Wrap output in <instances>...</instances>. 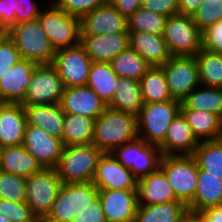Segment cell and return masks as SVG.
Masks as SVG:
<instances>
[{"mask_svg":"<svg viewBox=\"0 0 222 222\" xmlns=\"http://www.w3.org/2000/svg\"><path fill=\"white\" fill-rule=\"evenodd\" d=\"M138 138L137 117L108 106L96 118L92 143L103 153Z\"/></svg>","mask_w":222,"mask_h":222,"instance_id":"cell-1","label":"cell"},{"mask_svg":"<svg viewBox=\"0 0 222 222\" xmlns=\"http://www.w3.org/2000/svg\"><path fill=\"white\" fill-rule=\"evenodd\" d=\"M102 155L93 143L64 146L55 169L63 184L92 182Z\"/></svg>","mask_w":222,"mask_h":222,"instance_id":"cell-2","label":"cell"},{"mask_svg":"<svg viewBox=\"0 0 222 222\" xmlns=\"http://www.w3.org/2000/svg\"><path fill=\"white\" fill-rule=\"evenodd\" d=\"M7 35L14 42L22 59L38 65L52 63L56 51L38 18L15 25Z\"/></svg>","mask_w":222,"mask_h":222,"instance_id":"cell-3","label":"cell"},{"mask_svg":"<svg viewBox=\"0 0 222 222\" xmlns=\"http://www.w3.org/2000/svg\"><path fill=\"white\" fill-rule=\"evenodd\" d=\"M181 102L175 99L164 102L144 103L137 116L138 138L159 146L167 129L180 112Z\"/></svg>","mask_w":222,"mask_h":222,"instance_id":"cell-4","label":"cell"},{"mask_svg":"<svg viewBox=\"0 0 222 222\" xmlns=\"http://www.w3.org/2000/svg\"><path fill=\"white\" fill-rule=\"evenodd\" d=\"M159 168L176 198L188 207L193 202L198 179V164L193 155H162Z\"/></svg>","mask_w":222,"mask_h":222,"instance_id":"cell-5","label":"cell"},{"mask_svg":"<svg viewBox=\"0 0 222 222\" xmlns=\"http://www.w3.org/2000/svg\"><path fill=\"white\" fill-rule=\"evenodd\" d=\"M99 189L92 183L62 184L49 214L52 222H71L98 197Z\"/></svg>","mask_w":222,"mask_h":222,"instance_id":"cell-6","label":"cell"},{"mask_svg":"<svg viewBox=\"0 0 222 222\" xmlns=\"http://www.w3.org/2000/svg\"><path fill=\"white\" fill-rule=\"evenodd\" d=\"M40 12L38 19L55 51L80 44V21L60 9L53 1Z\"/></svg>","mask_w":222,"mask_h":222,"instance_id":"cell-7","label":"cell"},{"mask_svg":"<svg viewBox=\"0 0 222 222\" xmlns=\"http://www.w3.org/2000/svg\"><path fill=\"white\" fill-rule=\"evenodd\" d=\"M162 36L173 56H195L202 49V31L191 15L167 17Z\"/></svg>","mask_w":222,"mask_h":222,"instance_id":"cell-8","label":"cell"},{"mask_svg":"<svg viewBox=\"0 0 222 222\" xmlns=\"http://www.w3.org/2000/svg\"><path fill=\"white\" fill-rule=\"evenodd\" d=\"M62 184L55 168H44L26 178V203L38 219L49 214Z\"/></svg>","mask_w":222,"mask_h":222,"instance_id":"cell-9","label":"cell"},{"mask_svg":"<svg viewBox=\"0 0 222 222\" xmlns=\"http://www.w3.org/2000/svg\"><path fill=\"white\" fill-rule=\"evenodd\" d=\"M111 155L138 179L156 171L162 156L157 145L148 144L139 138L115 148Z\"/></svg>","mask_w":222,"mask_h":222,"instance_id":"cell-10","label":"cell"},{"mask_svg":"<svg viewBox=\"0 0 222 222\" xmlns=\"http://www.w3.org/2000/svg\"><path fill=\"white\" fill-rule=\"evenodd\" d=\"M91 64V59L80 44L57 50L51 63L64 88L86 86Z\"/></svg>","mask_w":222,"mask_h":222,"instance_id":"cell-11","label":"cell"},{"mask_svg":"<svg viewBox=\"0 0 222 222\" xmlns=\"http://www.w3.org/2000/svg\"><path fill=\"white\" fill-rule=\"evenodd\" d=\"M173 99L182 101L200 85L195 56H172L161 66Z\"/></svg>","mask_w":222,"mask_h":222,"instance_id":"cell-12","label":"cell"},{"mask_svg":"<svg viewBox=\"0 0 222 222\" xmlns=\"http://www.w3.org/2000/svg\"><path fill=\"white\" fill-rule=\"evenodd\" d=\"M62 80L51 64L35 67L22 105L59 104L63 94Z\"/></svg>","mask_w":222,"mask_h":222,"instance_id":"cell-13","label":"cell"},{"mask_svg":"<svg viewBox=\"0 0 222 222\" xmlns=\"http://www.w3.org/2000/svg\"><path fill=\"white\" fill-rule=\"evenodd\" d=\"M92 183L99 190H137L138 178L111 153H103Z\"/></svg>","mask_w":222,"mask_h":222,"instance_id":"cell-14","label":"cell"},{"mask_svg":"<svg viewBox=\"0 0 222 222\" xmlns=\"http://www.w3.org/2000/svg\"><path fill=\"white\" fill-rule=\"evenodd\" d=\"M22 145L44 168H56L64 148L60 138L32 125L26 126Z\"/></svg>","mask_w":222,"mask_h":222,"instance_id":"cell-15","label":"cell"},{"mask_svg":"<svg viewBox=\"0 0 222 222\" xmlns=\"http://www.w3.org/2000/svg\"><path fill=\"white\" fill-rule=\"evenodd\" d=\"M80 35L128 32L127 18L110 3L101 5L80 19Z\"/></svg>","mask_w":222,"mask_h":222,"instance_id":"cell-16","label":"cell"},{"mask_svg":"<svg viewBox=\"0 0 222 222\" xmlns=\"http://www.w3.org/2000/svg\"><path fill=\"white\" fill-rule=\"evenodd\" d=\"M38 64L21 59L0 76V102L22 103Z\"/></svg>","mask_w":222,"mask_h":222,"instance_id":"cell-17","label":"cell"},{"mask_svg":"<svg viewBox=\"0 0 222 222\" xmlns=\"http://www.w3.org/2000/svg\"><path fill=\"white\" fill-rule=\"evenodd\" d=\"M98 197L106 222H134L137 190H99Z\"/></svg>","mask_w":222,"mask_h":222,"instance_id":"cell-18","label":"cell"},{"mask_svg":"<svg viewBox=\"0 0 222 222\" xmlns=\"http://www.w3.org/2000/svg\"><path fill=\"white\" fill-rule=\"evenodd\" d=\"M64 113L96 119L107 107L98 94L88 86L64 88L60 100Z\"/></svg>","mask_w":222,"mask_h":222,"instance_id":"cell-19","label":"cell"},{"mask_svg":"<svg viewBox=\"0 0 222 222\" xmlns=\"http://www.w3.org/2000/svg\"><path fill=\"white\" fill-rule=\"evenodd\" d=\"M80 45L92 62H110L119 53L129 48L128 32L80 35Z\"/></svg>","mask_w":222,"mask_h":222,"instance_id":"cell-20","label":"cell"},{"mask_svg":"<svg viewBox=\"0 0 222 222\" xmlns=\"http://www.w3.org/2000/svg\"><path fill=\"white\" fill-rule=\"evenodd\" d=\"M200 144L181 112L170 123L164 141L158 146L162 155H192Z\"/></svg>","mask_w":222,"mask_h":222,"instance_id":"cell-21","label":"cell"},{"mask_svg":"<svg viewBox=\"0 0 222 222\" xmlns=\"http://www.w3.org/2000/svg\"><path fill=\"white\" fill-rule=\"evenodd\" d=\"M27 126L21 103L0 102V146H17L23 143Z\"/></svg>","mask_w":222,"mask_h":222,"instance_id":"cell-22","label":"cell"},{"mask_svg":"<svg viewBox=\"0 0 222 222\" xmlns=\"http://www.w3.org/2000/svg\"><path fill=\"white\" fill-rule=\"evenodd\" d=\"M137 197L139 205L181 202L160 168L138 179Z\"/></svg>","mask_w":222,"mask_h":222,"instance_id":"cell-23","label":"cell"},{"mask_svg":"<svg viewBox=\"0 0 222 222\" xmlns=\"http://www.w3.org/2000/svg\"><path fill=\"white\" fill-rule=\"evenodd\" d=\"M129 48L137 52L151 67L162 66L173 55L162 35L128 32Z\"/></svg>","mask_w":222,"mask_h":222,"instance_id":"cell-24","label":"cell"},{"mask_svg":"<svg viewBox=\"0 0 222 222\" xmlns=\"http://www.w3.org/2000/svg\"><path fill=\"white\" fill-rule=\"evenodd\" d=\"M27 125L38 126L62 140L65 113L60 104L23 105Z\"/></svg>","mask_w":222,"mask_h":222,"instance_id":"cell-25","label":"cell"},{"mask_svg":"<svg viewBox=\"0 0 222 222\" xmlns=\"http://www.w3.org/2000/svg\"><path fill=\"white\" fill-rule=\"evenodd\" d=\"M43 169L40 162L22 144L1 149V171L28 178Z\"/></svg>","mask_w":222,"mask_h":222,"instance_id":"cell-26","label":"cell"},{"mask_svg":"<svg viewBox=\"0 0 222 222\" xmlns=\"http://www.w3.org/2000/svg\"><path fill=\"white\" fill-rule=\"evenodd\" d=\"M41 8L35 0H0V33L15 25L37 19Z\"/></svg>","mask_w":222,"mask_h":222,"instance_id":"cell-27","label":"cell"},{"mask_svg":"<svg viewBox=\"0 0 222 222\" xmlns=\"http://www.w3.org/2000/svg\"><path fill=\"white\" fill-rule=\"evenodd\" d=\"M115 88V95L107 106L137 117L144 106L140 81L119 76Z\"/></svg>","mask_w":222,"mask_h":222,"instance_id":"cell-28","label":"cell"},{"mask_svg":"<svg viewBox=\"0 0 222 222\" xmlns=\"http://www.w3.org/2000/svg\"><path fill=\"white\" fill-rule=\"evenodd\" d=\"M222 205V180L198 168V179L193 202L189 210L200 212L205 208Z\"/></svg>","mask_w":222,"mask_h":222,"instance_id":"cell-29","label":"cell"},{"mask_svg":"<svg viewBox=\"0 0 222 222\" xmlns=\"http://www.w3.org/2000/svg\"><path fill=\"white\" fill-rule=\"evenodd\" d=\"M188 125L199 141L222 138V119L204 110L180 109Z\"/></svg>","mask_w":222,"mask_h":222,"instance_id":"cell-30","label":"cell"},{"mask_svg":"<svg viewBox=\"0 0 222 222\" xmlns=\"http://www.w3.org/2000/svg\"><path fill=\"white\" fill-rule=\"evenodd\" d=\"M118 77L109 62H92L86 86L108 105L115 95Z\"/></svg>","mask_w":222,"mask_h":222,"instance_id":"cell-31","label":"cell"},{"mask_svg":"<svg viewBox=\"0 0 222 222\" xmlns=\"http://www.w3.org/2000/svg\"><path fill=\"white\" fill-rule=\"evenodd\" d=\"M96 119L65 113L62 142L64 146L92 144Z\"/></svg>","mask_w":222,"mask_h":222,"instance_id":"cell-32","label":"cell"},{"mask_svg":"<svg viewBox=\"0 0 222 222\" xmlns=\"http://www.w3.org/2000/svg\"><path fill=\"white\" fill-rule=\"evenodd\" d=\"M180 109L204 110L222 119V88L199 85L181 101Z\"/></svg>","mask_w":222,"mask_h":222,"instance_id":"cell-33","label":"cell"},{"mask_svg":"<svg viewBox=\"0 0 222 222\" xmlns=\"http://www.w3.org/2000/svg\"><path fill=\"white\" fill-rule=\"evenodd\" d=\"M139 81L144 103L164 102L173 99L161 66H152Z\"/></svg>","mask_w":222,"mask_h":222,"instance_id":"cell-34","label":"cell"},{"mask_svg":"<svg viewBox=\"0 0 222 222\" xmlns=\"http://www.w3.org/2000/svg\"><path fill=\"white\" fill-rule=\"evenodd\" d=\"M187 209L183 202L138 205L134 222H178Z\"/></svg>","mask_w":222,"mask_h":222,"instance_id":"cell-35","label":"cell"},{"mask_svg":"<svg viewBox=\"0 0 222 222\" xmlns=\"http://www.w3.org/2000/svg\"><path fill=\"white\" fill-rule=\"evenodd\" d=\"M195 58L200 85L222 88V55L202 48Z\"/></svg>","mask_w":222,"mask_h":222,"instance_id":"cell-36","label":"cell"},{"mask_svg":"<svg viewBox=\"0 0 222 222\" xmlns=\"http://www.w3.org/2000/svg\"><path fill=\"white\" fill-rule=\"evenodd\" d=\"M198 168L206 174H214L222 180V138L218 140L200 141L192 154Z\"/></svg>","mask_w":222,"mask_h":222,"instance_id":"cell-37","label":"cell"},{"mask_svg":"<svg viewBox=\"0 0 222 222\" xmlns=\"http://www.w3.org/2000/svg\"><path fill=\"white\" fill-rule=\"evenodd\" d=\"M118 76L140 80L151 66L134 50L127 48L110 62Z\"/></svg>","mask_w":222,"mask_h":222,"instance_id":"cell-38","label":"cell"},{"mask_svg":"<svg viewBox=\"0 0 222 222\" xmlns=\"http://www.w3.org/2000/svg\"><path fill=\"white\" fill-rule=\"evenodd\" d=\"M166 18L161 14L140 7L127 18V30L128 32L139 31L162 35Z\"/></svg>","mask_w":222,"mask_h":222,"instance_id":"cell-39","label":"cell"},{"mask_svg":"<svg viewBox=\"0 0 222 222\" xmlns=\"http://www.w3.org/2000/svg\"><path fill=\"white\" fill-rule=\"evenodd\" d=\"M0 199L26 202V178L0 170Z\"/></svg>","mask_w":222,"mask_h":222,"instance_id":"cell-40","label":"cell"},{"mask_svg":"<svg viewBox=\"0 0 222 222\" xmlns=\"http://www.w3.org/2000/svg\"><path fill=\"white\" fill-rule=\"evenodd\" d=\"M193 22L201 31L222 20V0H204L191 14Z\"/></svg>","mask_w":222,"mask_h":222,"instance_id":"cell-41","label":"cell"},{"mask_svg":"<svg viewBox=\"0 0 222 222\" xmlns=\"http://www.w3.org/2000/svg\"><path fill=\"white\" fill-rule=\"evenodd\" d=\"M0 213L10 222H39L38 217L26 202L0 199Z\"/></svg>","mask_w":222,"mask_h":222,"instance_id":"cell-42","label":"cell"},{"mask_svg":"<svg viewBox=\"0 0 222 222\" xmlns=\"http://www.w3.org/2000/svg\"><path fill=\"white\" fill-rule=\"evenodd\" d=\"M60 9L71 16L81 18L93 9L104 5L109 0H52Z\"/></svg>","mask_w":222,"mask_h":222,"instance_id":"cell-43","label":"cell"},{"mask_svg":"<svg viewBox=\"0 0 222 222\" xmlns=\"http://www.w3.org/2000/svg\"><path fill=\"white\" fill-rule=\"evenodd\" d=\"M21 59L12 39L7 34L0 33V76Z\"/></svg>","mask_w":222,"mask_h":222,"instance_id":"cell-44","label":"cell"},{"mask_svg":"<svg viewBox=\"0 0 222 222\" xmlns=\"http://www.w3.org/2000/svg\"><path fill=\"white\" fill-rule=\"evenodd\" d=\"M202 48L222 55V20L202 31Z\"/></svg>","mask_w":222,"mask_h":222,"instance_id":"cell-45","label":"cell"},{"mask_svg":"<svg viewBox=\"0 0 222 222\" xmlns=\"http://www.w3.org/2000/svg\"><path fill=\"white\" fill-rule=\"evenodd\" d=\"M141 7L165 17L178 14V0H141Z\"/></svg>","mask_w":222,"mask_h":222,"instance_id":"cell-46","label":"cell"},{"mask_svg":"<svg viewBox=\"0 0 222 222\" xmlns=\"http://www.w3.org/2000/svg\"><path fill=\"white\" fill-rule=\"evenodd\" d=\"M71 222H106L100 198L97 197L88 208Z\"/></svg>","mask_w":222,"mask_h":222,"instance_id":"cell-47","label":"cell"},{"mask_svg":"<svg viewBox=\"0 0 222 222\" xmlns=\"http://www.w3.org/2000/svg\"><path fill=\"white\" fill-rule=\"evenodd\" d=\"M109 2L126 18L141 7V0H109Z\"/></svg>","mask_w":222,"mask_h":222,"instance_id":"cell-48","label":"cell"},{"mask_svg":"<svg viewBox=\"0 0 222 222\" xmlns=\"http://www.w3.org/2000/svg\"><path fill=\"white\" fill-rule=\"evenodd\" d=\"M199 213L202 222H222V205L205 208Z\"/></svg>","mask_w":222,"mask_h":222,"instance_id":"cell-49","label":"cell"},{"mask_svg":"<svg viewBox=\"0 0 222 222\" xmlns=\"http://www.w3.org/2000/svg\"><path fill=\"white\" fill-rule=\"evenodd\" d=\"M204 0H178V14L191 15Z\"/></svg>","mask_w":222,"mask_h":222,"instance_id":"cell-50","label":"cell"},{"mask_svg":"<svg viewBox=\"0 0 222 222\" xmlns=\"http://www.w3.org/2000/svg\"><path fill=\"white\" fill-rule=\"evenodd\" d=\"M178 222H202L199 212L187 209Z\"/></svg>","mask_w":222,"mask_h":222,"instance_id":"cell-51","label":"cell"},{"mask_svg":"<svg viewBox=\"0 0 222 222\" xmlns=\"http://www.w3.org/2000/svg\"><path fill=\"white\" fill-rule=\"evenodd\" d=\"M0 222H10V220L0 213Z\"/></svg>","mask_w":222,"mask_h":222,"instance_id":"cell-52","label":"cell"},{"mask_svg":"<svg viewBox=\"0 0 222 222\" xmlns=\"http://www.w3.org/2000/svg\"><path fill=\"white\" fill-rule=\"evenodd\" d=\"M39 222H52L49 219L43 217V218H39Z\"/></svg>","mask_w":222,"mask_h":222,"instance_id":"cell-53","label":"cell"},{"mask_svg":"<svg viewBox=\"0 0 222 222\" xmlns=\"http://www.w3.org/2000/svg\"><path fill=\"white\" fill-rule=\"evenodd\" d=\"M1 149H2V147L0 146V160H1Z\"/></svg>","mask_w":222,"mask_h":222,"instance_id":"cell-54","label":"cell"}]
</instances>
